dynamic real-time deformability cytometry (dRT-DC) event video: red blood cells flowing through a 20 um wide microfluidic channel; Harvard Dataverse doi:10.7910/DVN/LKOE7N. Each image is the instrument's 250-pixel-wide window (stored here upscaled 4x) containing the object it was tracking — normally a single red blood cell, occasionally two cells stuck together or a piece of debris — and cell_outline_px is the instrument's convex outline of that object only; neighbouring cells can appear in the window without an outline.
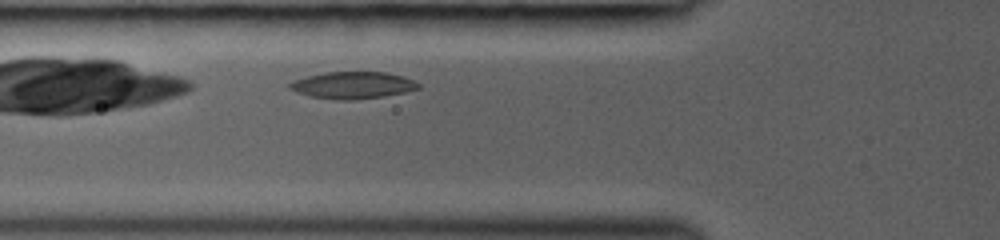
{"species": "common noctule bat (a hibernating species)", "species_latin": "Nyctalus noctula", "temperature_condition": "room temperature", "stored_images_in_passage": 29, "camera_frame_rate_fps": 3000, "um_per_image_px": 0.085, "animal": {"sex": "female", "body_mass_g": 19.0, "forearm_length_mm": 53.3}, "frame": {"image": 1, "passage_image": 5, "time_ms": 1.0, "image_size_px": [1000, 240], "cell_outline_px": [[420, 88], [404, 92], [384, 96], [352, 100], [340, 100], [312, 96], [296, 92], [288, 88], [288, 84], [292, 80], [308, 76], [328, 72], [388, 72], [404, 76], [420, 84]], "centroid_in_image_um": [29.98, 7.23], "position_along_channel_um": 95.8, "area_um2": 20.11}}
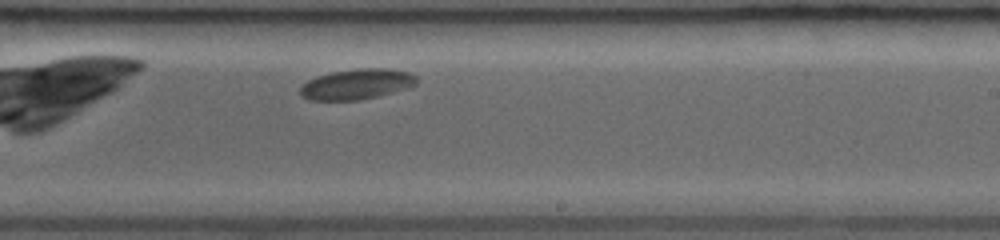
{"frame": {"image": 2, "passage_image": 18, "time_ms": 5.0, "image_size_px": [1000, 240], "cell_outline_px": [[420, 80], [412, 88], [376, 96], [356, 100], [308, 100], [300, 96], [300, 88], [308, 80], [316, 76], [332, 72], [360, 68], [388, 68], [408, 72], [416, 76]], "centroid_in_image_um": [30.36, 7.15], "position_along_channel_um": 258.6, "area_um2": 20.81}}
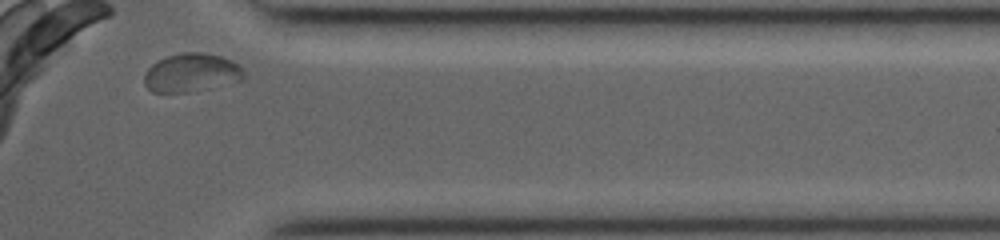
{"frame": {"image": 3, "passage_image": 28, "time_ms": 8.333, "image_size_px": [1000, 240], "cell_outline_px": [[244, 76], [240, 80], [188, 92], [152, 92], [144, 84], [144, 76], [148, 68], [152, 64], [168, 56], [184, 52], [204, 52], [220, 56], [232, 60], [244, 72]], "centroid_in_image_um": [16.23, 6.17], "position_along_channel_um": 395.2, "area_um2": 21.91}}